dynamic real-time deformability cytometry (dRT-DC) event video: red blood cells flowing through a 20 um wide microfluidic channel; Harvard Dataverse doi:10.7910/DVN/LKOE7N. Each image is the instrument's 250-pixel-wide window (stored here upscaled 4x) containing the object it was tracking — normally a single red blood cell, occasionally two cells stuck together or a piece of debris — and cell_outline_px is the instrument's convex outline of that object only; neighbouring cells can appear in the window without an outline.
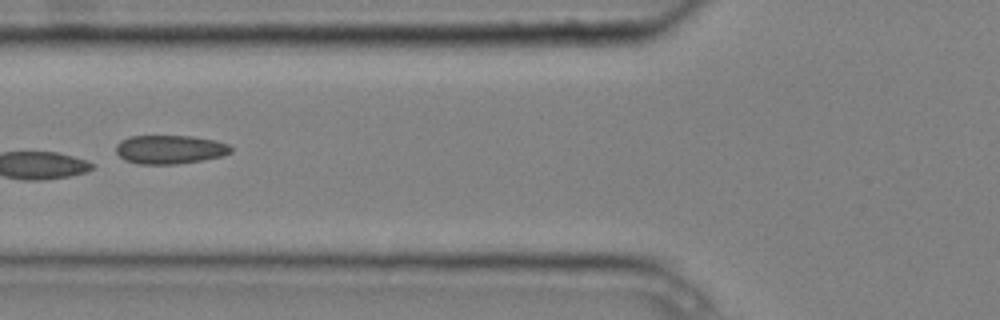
{"species": "common noctule bat (a hibernating species)", "species_latin": "Nyctalus noctula", "temperature_condition": "cold", "stored_images_in_passage": 4, "camera_frame_rate_fps": 3000, "um_per_image_px": 0.085, "animal": {"sex": "male", "body_mass_g": 20.4}, "frame": {"image": 1, "passage_image": 2, "time_ms": 0.333, "image_size_px": [1000, 320], "cell_outline_px": [[232, 152], [224, 156], [176, 164], [140, 164], [124, 160], [116, 152], [116, 144], [120, 140], [128, 136], [192, 136], [216, 140], [228, 144], [232, 148]], "centroid_in_image_um": [14.44, 12.7], "position_along_channel_um": 111.4, "area_um2": 19.36}}
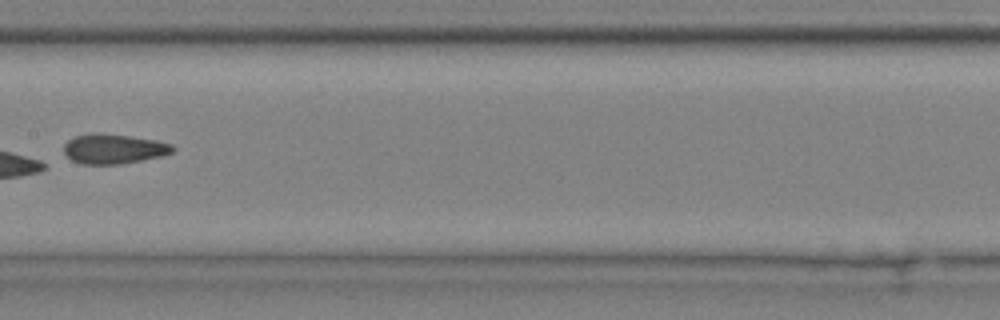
{"frame": {"image": 2, "passage_image": 4, "time_ms": 1.0, "image_size_px": [1000, 320], "cell_outline_px": [[176, 148], [172, 152], [160, 156], [120, 164], [84, 164], [72, 160], [64, 152], [64, 144], [68, 140], [76, 136], [92, 132], [100, 132], [156, 140], [172, 144]], "centroid_in_image_um": [9.65, 12.64], "position_along_channel_um": 197.7, "area_um2": 18.79}}